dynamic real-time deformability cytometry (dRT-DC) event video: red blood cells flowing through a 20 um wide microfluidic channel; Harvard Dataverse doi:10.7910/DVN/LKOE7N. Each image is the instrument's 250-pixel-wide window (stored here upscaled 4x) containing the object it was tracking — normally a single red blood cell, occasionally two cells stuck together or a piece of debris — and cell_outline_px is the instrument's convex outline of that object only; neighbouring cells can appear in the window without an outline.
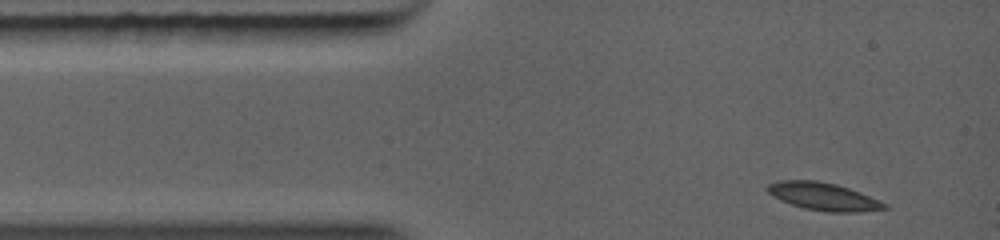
{"species": "common noctule bat (a hibernating species)", "species_latin": "Nyctalus noctula", "temperature_condition": "warm", "stored_images_in_passage": 3, "camera_frame_rate_fps": 5000, "um_per_image_px": 0.085, "animal": {"sex": "female", "body_mass_g": 19.0, "forearm_length_mm": 56.7}, "frame": {"image": 1, "passage_image": 1, "time_ms": 0.0, "image_size_px": [1000, 240], "cell_outline_px": [[888, 208], [860, 212], [828, 212], [804, 208], [780, 200], [772, 196], [764, 188], [768, 184], [776, 180], [816, 180], [836, 184], [860, 192], [880, 200], [888, 204]], "centroid_in_image_um": [69.97, 16.69], "position_along_channel_um": 15.0, "area_um2": 19.02}}